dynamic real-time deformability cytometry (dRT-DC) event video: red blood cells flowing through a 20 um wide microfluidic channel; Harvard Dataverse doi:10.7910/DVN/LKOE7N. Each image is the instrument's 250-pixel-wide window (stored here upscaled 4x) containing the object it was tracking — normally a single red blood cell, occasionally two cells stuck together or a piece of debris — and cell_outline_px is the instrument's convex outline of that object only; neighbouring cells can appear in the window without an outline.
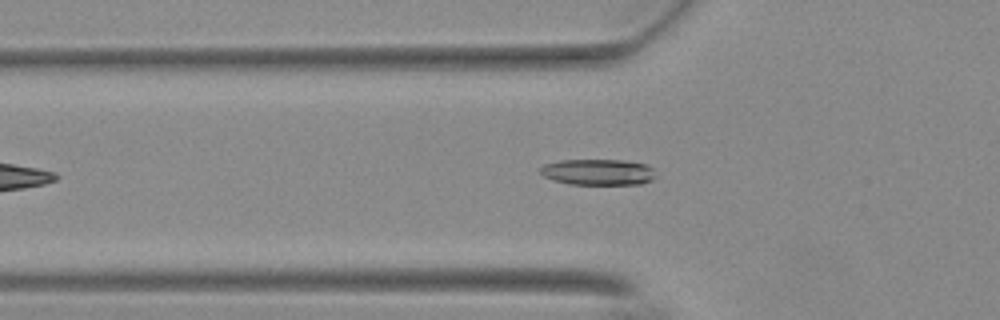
{"species": "Egyptian fruit bat (a non-hibernating species)", "species_latin": "Rousettus aegyptiacus", "temperature_condition": "warm", "stored_images_in_passage": 39, "camera_frame_rate_fps": 3000, "um_per_image_px": 0.085, "animal": {"sex": "female"}, "frame": {"image": 1, "passage_image": 9, "time_ms": 2.667, "image_size_px": [1000, 320], "cell_outline_px": [[656, 176], [652, 180], [640, 184], [568, 184], [544, 176], [540, 172], [540, 168], [544, 164], [560, 160], [624, 160], [648, 164], [652, 168]], "centroid_in_image_um": [50.87, 14.62], "position_along_channel_um": 74.9, "area_um2": 17.51}}
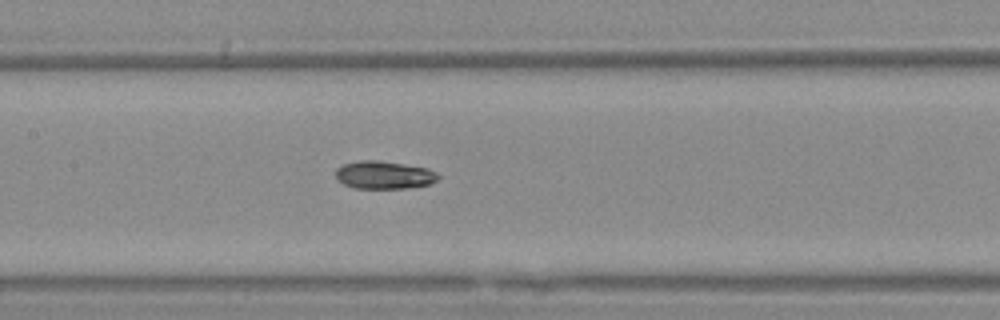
{"frame": {"image": 2, "passage_image": 17, "time_ms": 5.333, "image_size_px": [1000, 320], "cell_outline_px": [[440, 176], [436, 180], [428, 184], [404, 188], [356, 188], [344, 184], [336, 176], [336, 168], [344, 164], [360, 160], [376, 160], [404, 164], [428, 168], [436, 172]], "centroid_in_image_um": [32.64, 14.86], "position_along_channel_um": 174.8, "area_um2": 16.42}}
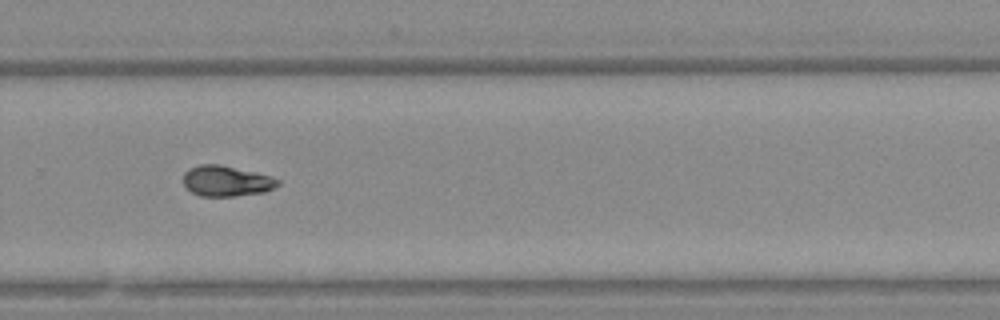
{"frame": {"image": 3, "passage_image": 28, "time_ms": 9.0, "image_size_px": [1000, 320], "cell_outline_px": [[280, 184], [264, 192], [236, 196], [200, 196], [192, 192], [184, 184], [184, 172], [188, 168], [200, 164], [220, 164], [256, 172], [272, 176], [280, 180]], "centroid_in_image_um": [19.25, 15.37], "position_along_channel_um": 310.5, "area_um2": 16.94}, "authors_computed_cell_mechanics": {"area_um2": 16.9354, "velocity_mm_per_s": 3.7256, "shape_relaxation_time_tau1_ms": 6.6065, "shape_relaxation_time_tau2_ms": 7.4707, "deformation_change_tau1": 0.1583, "deformation_change_tau2": 0.1317}}